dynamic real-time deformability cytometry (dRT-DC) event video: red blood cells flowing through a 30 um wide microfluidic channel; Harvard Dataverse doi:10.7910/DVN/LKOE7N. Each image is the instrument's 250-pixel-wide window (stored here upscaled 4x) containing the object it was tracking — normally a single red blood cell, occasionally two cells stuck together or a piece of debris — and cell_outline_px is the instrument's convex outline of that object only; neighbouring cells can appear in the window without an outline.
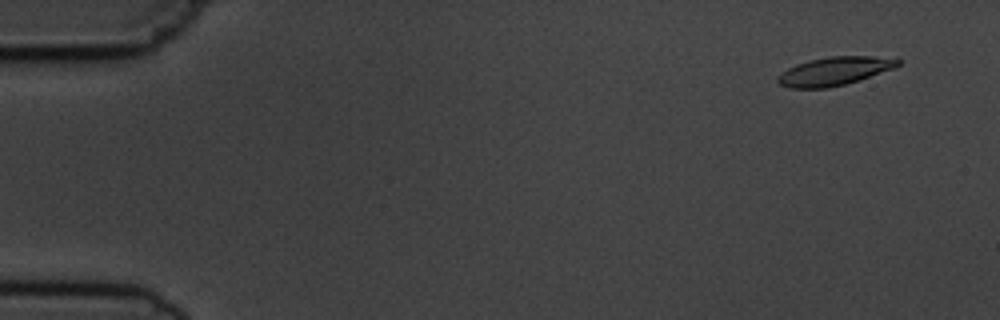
{"species": "common noctule bat (a hibernating species)", "species_latin": "Nyctalus noctula", "temperature_condition": "cold", "stored_images_in_passage": 5, "camera_frame_rate_fps": 3000, "um_per_image_px": 0.085, "animal": {"sex": "male", "body_mass_g": 19.5, "forearm_length_mm": 54.6}, "frame": {"image": 1, "passage_image": 2, "time_ms": 1.0, "image_size_px": [1000, 320], "cell_outline_px": [[900, 64], [892, 68], [844, 84], [828, 88], [788, 88], [780, 84], [776, 80], [776, 76], [788, 68], [796, 64], [808, 60], [828, 56], [872, 56], [900, 60]], "centroid_in_image_um": [70.82, 6.04], "position_along_channel_um": 14.2, "area_um2": 19.54}}